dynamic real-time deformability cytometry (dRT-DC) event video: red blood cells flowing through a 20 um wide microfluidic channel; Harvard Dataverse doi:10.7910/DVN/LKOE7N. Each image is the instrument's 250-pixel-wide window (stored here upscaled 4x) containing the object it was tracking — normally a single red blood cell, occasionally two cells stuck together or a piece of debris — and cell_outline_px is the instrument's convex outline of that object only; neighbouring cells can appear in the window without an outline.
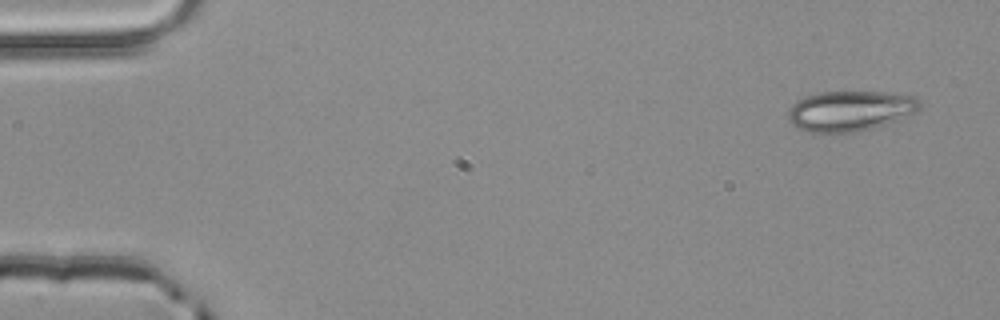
{"species": "common noctule bat (a hibernating species)", "species_latin": "Nyctalus noctula", "temperature_condition": "room temperature", "stored_images_in_passage": 4, "camera_frame_rate_fps": 3000, "um_per_image_px": 0.085, "animal": {"sex": "male", "body_mass_g": 20.4}, "frame": {"image": 1, "passage_image": 1, "time_ms": 0.0, "image_size_px": [1000, 320], "cell_outline_px": [[920, 108], [916, 112], [900, 120], [872, 128], [856, 132], [808, 132], [796, 128], [792, 124], [788, 116], [788, 108], [796, 100], [804, 96], [820, 92], [884, 92], [912, 96], [920, 104]], "centroid_in_image_um": [72.22, 9.43], "position_along_channel_um": 12.8, "area_um2": 30.98}}